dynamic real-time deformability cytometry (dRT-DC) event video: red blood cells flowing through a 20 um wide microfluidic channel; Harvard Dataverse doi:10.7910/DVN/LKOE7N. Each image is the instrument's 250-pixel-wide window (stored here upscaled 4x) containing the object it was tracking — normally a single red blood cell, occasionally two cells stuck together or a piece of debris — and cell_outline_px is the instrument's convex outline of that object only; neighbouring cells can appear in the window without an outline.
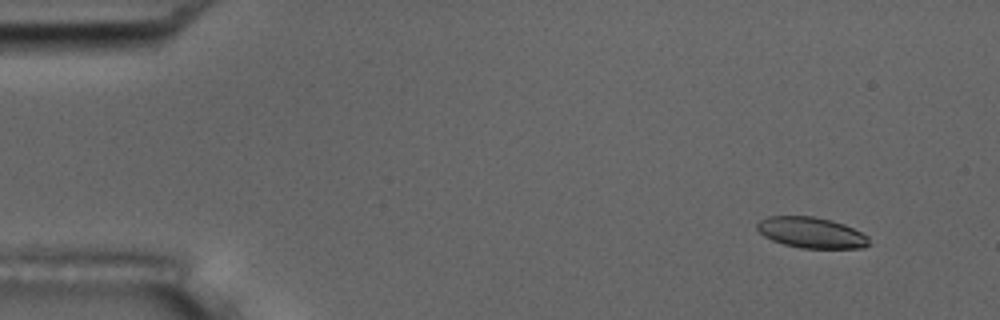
{"species": "common noctule bat (a hibernating species)", "species_latin": "Nyctalus noctula", "temperature_condition": "room temperature", "stored_images_in_passage": 53, "camera_frame_rate_fps": 3000, "um_per_image_px": 0.085, "animal": {"sex": "male", "body_mass_g": 17.5, "forearm_length_mm": 52.3}, "frame": {"image": 1, "passage_image": 4, "time_ms": 1.0, "image_size_px": [1000, 320], "cell_outline_px": [[868, 244], [864, 248], [800, 248], [784, 244], [772, 240], [764, 236], [756, 228], [756, 224], [760, 220], [768, 216], [812, 216], [832, 220], [844, 224], [868, 236]], "centroid_in_image_um": [68.94, 19.77], "position_along_channel_um": 16.1, "area_um2": 20.06}}
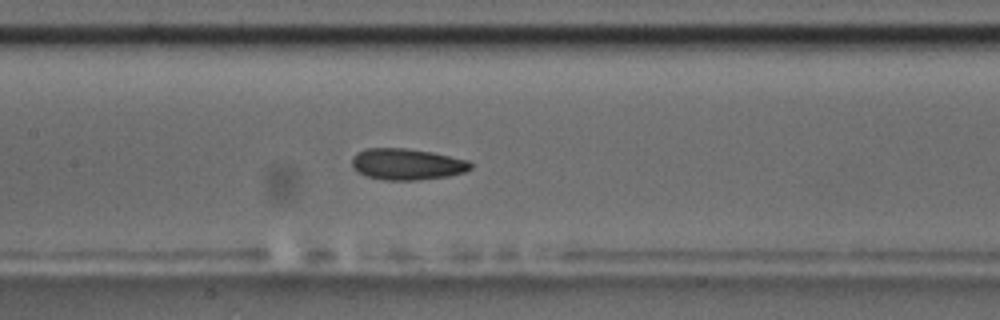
{"frame": {"image": 2, "passage_image": 25, "time_ms": 8.0, "image_size_px": [1000, 320], "cell_outline_px": [[472, 168], [464, 172], [448, 176], [416, 180], [384, 180], [364, 176], [352, 168], [352, 156], [356, 152], [364, 148], [408, 148], [432, 152], [468, 160], [472, 164]], "centroid_in_image_um": [34.55, 13.95], "position_along_channel_um": 172.9, "area_um2": 21.91}}
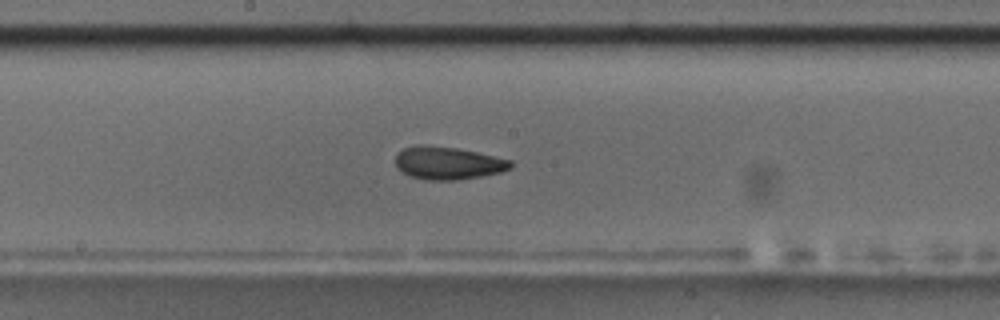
{"frame": {"image": 3, "passage_image": 28, "time_ms": 9.0, "image_size_px": [1000, 320], "cell_outline_px": [[512, 168], [500, 172], [480, 176], [456, 180], [424, 180], [408, 176], [396, 168], [396, 156], [404, 148], [416, 144], [424, 144], [456, 148], [476, 152], [512, 160]], "centroid_in_image_um": [38.04, 13.86], "position_along_channel_um": 210.2, "area_um2": 22.08}, "authors_computed_cell_mechanics": {"area_um2": 21.675, "velocity_mm_per_s": 3.7548, "shape_relaxation_time_tau1_ms": 4.224, "shape_relaxation_time_tau2_ms": 2.1787, "deformation_change_tau1": 0.1227, "deformation_change_tau2": 0.0644}}